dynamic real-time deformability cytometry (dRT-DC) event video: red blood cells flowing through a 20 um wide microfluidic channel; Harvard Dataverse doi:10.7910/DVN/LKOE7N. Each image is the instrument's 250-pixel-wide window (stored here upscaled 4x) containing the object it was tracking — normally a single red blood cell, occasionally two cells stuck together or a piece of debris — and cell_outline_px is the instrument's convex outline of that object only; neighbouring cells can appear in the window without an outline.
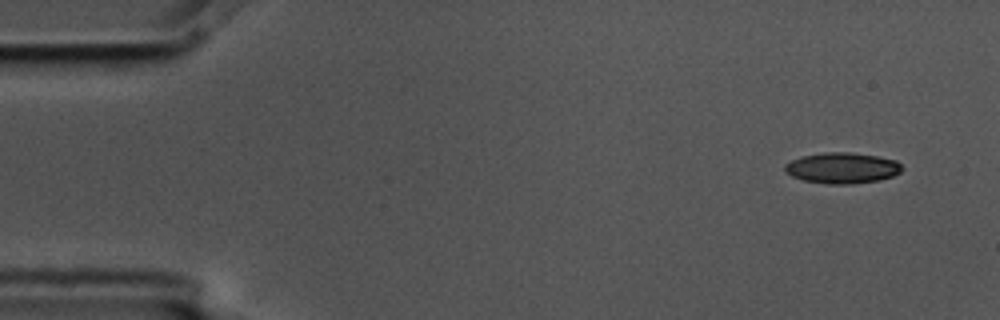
{"species": "common noctule bat (a hibernating species)", "species_latin": "Nyctalus noctula", "temperature_condition": "cold", "stored_images_in_passage": 3, "camera_frame_rate_fps": 3000, "um_per_image_px": 0.085, "animal": {"sex": "male", "body_mass_g": 17.5, "forearm_length_mm": 52.3}, "frame": {"image": 1, "passage_image": 1, "time_ms": 0.0, "image_size_px": [1000, 320], "cell_outline_px": [[904, 168], [900, 172], [892, 176], [880, 180], [852, 184], [828, 184], [804, 180], [792, 176], [784, 172], [784, 164], [800, 156], [824, 152], [848, 152], [876, 156], [896, 160]], "centroid_in_image_um": [71.57, 14.28], "position_along_channel_um": 13.4, "area_um2": 21.15}}